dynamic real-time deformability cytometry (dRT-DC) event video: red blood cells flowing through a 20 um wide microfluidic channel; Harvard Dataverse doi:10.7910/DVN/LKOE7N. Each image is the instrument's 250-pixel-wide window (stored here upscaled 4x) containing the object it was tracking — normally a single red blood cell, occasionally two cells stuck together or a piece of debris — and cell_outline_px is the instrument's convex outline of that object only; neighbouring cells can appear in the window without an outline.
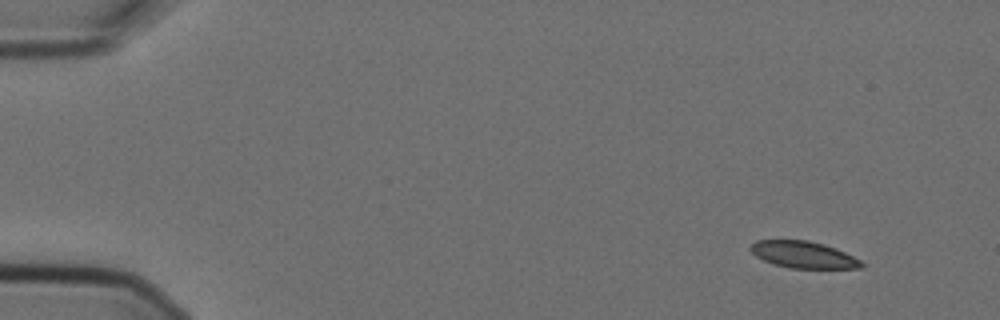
{"species": "Egyptian fruit bat (a non-hibernating species)", "species_latin": "Rousettus aegyptiacus", "temperature_condition": "cold", "stored_images_in_passage": 7, "camera_frame_rate_fps": 3000, "um_per_image_px": 0.085, "animal": {"sex": "female"}, "frame": {"image": 1, "passage_image": 1, "time_ms": 0.0, "image_size_px": [1000, 320], "cell_outline_px": [[868, 264], [864, 268], [788, 268], [764, 260], [756, 256], [748, 248], [756, 240], [808, 240], [824, 244], [836, 248]], "centroid_in_image_um": [68.33, 21.65], "position_along_channel_um": 16.7, "area_um2": 17.34}}
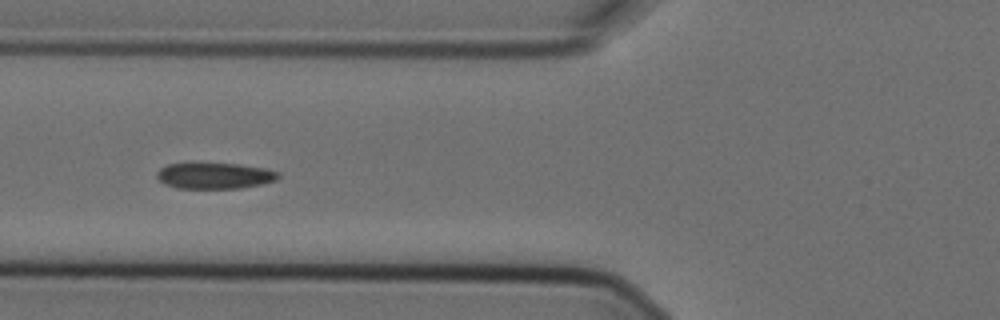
{"frame": {"image": 2, "passage_image": 6, "time_ms": 1.667, "image_size_px": [1000, 320], "cell_outline_px": [[280, 176], [276, 180], [260, 184], [240, 188], [176, 188], [164, 184], [156, 176], [156, 172], [160, 168], [168, 164], [240, 164], [264, 168], [280, 172]], "centroid_in_image_um": [18.24, 14.94], "position_along_channel_um": 107.6, "area_um2": 18.26}}
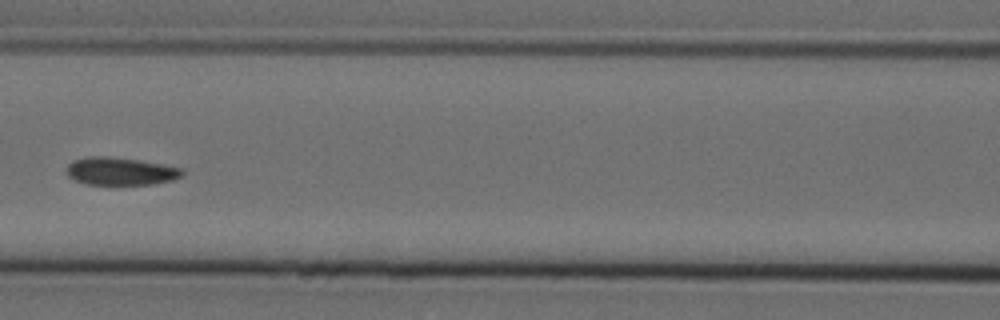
{"frame": {"image": 3, "passage_image": 7, "time_ms": 2.0, "image_size_px": [1000, 320], "cell_outline_px": [[184, 176], [172, 180], [156, 184], [84, 184], [68, 176], [68, 164], [72, 160], [88, 156], [104, 156], [136, 160], [184, 168]], "centroid_in_image_um": [10.27, 14.56], "position_along_channel_um": 156.3, "area_um2": 18.61}}